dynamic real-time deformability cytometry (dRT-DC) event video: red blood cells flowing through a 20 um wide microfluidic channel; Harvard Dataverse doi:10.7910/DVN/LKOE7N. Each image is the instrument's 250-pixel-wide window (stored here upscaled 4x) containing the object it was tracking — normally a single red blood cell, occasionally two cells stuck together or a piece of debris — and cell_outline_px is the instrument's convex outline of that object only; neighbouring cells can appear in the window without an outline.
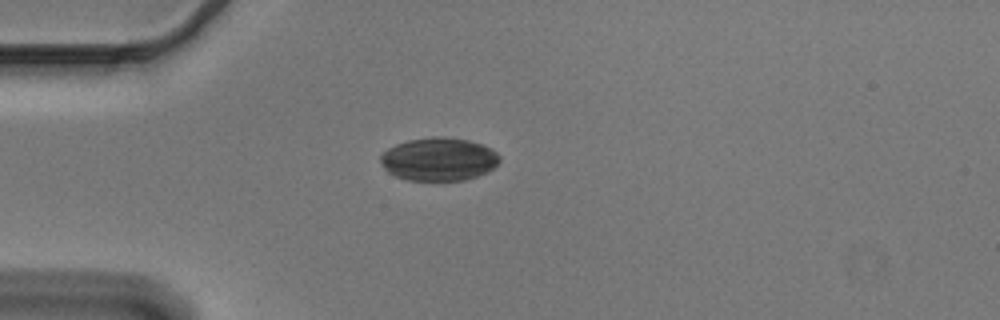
{"species": "Egyptian fruit bat (a non-hibernating species)", "species_latin": "Rousettus aegyptiacus", "temperature_condition": "cold", "stored_images_in_passage": 41, "camera_frame_rate_fps": 3000, "um_per_image_px": 0.085, "animal": {"sex": "male"}, "frame": {"image": 1, "passage_image": 1, "time_ms": 0.0, "image_size_px": [1000, 320], "cell_outline_px": [[500, 160], [488, 172], [464, 180], [408, 180], [396, 176], [388, 172], [384, 168], [380, 160], [380, 156], [388, 148], [396, 144], [408, 140], [432, 136], [444, 136], [468, 140], [484, 144], [492, 148], [500, 156]], "centroid_in_image_um": [37.31, 13.51], "position_along_channel_um": 47.7, "area_um2": 30.06}}
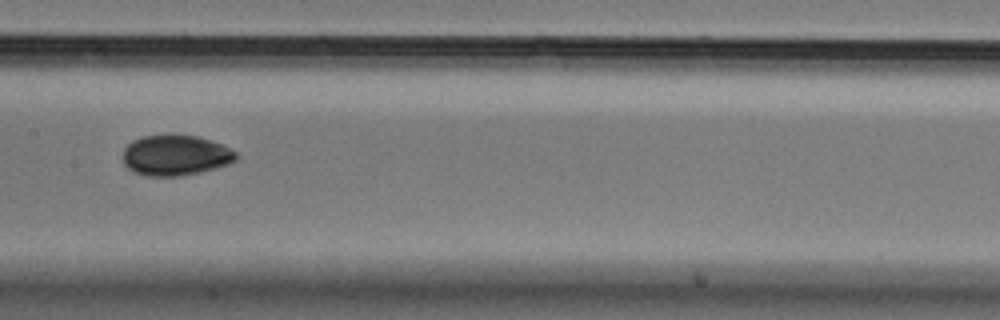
{"frame": {"image": 2, "passage_image": 14, "time_ms": 4.333, "image_size_px": [1000, 320], "cell_outline_px": [[236, 160], [228, 164], [216, 168], [200, 172], [180, 176], [148, 176], [132, 172], [124, 164], [124, 148], [132, 140], [144, 136], [172, 132], [196, 136], [212, 140], [236, 152]], "centroid_in_image_um": [14.89, 13.17], "position_along_channel_um": 192.5, "area_um2": 27.17}}
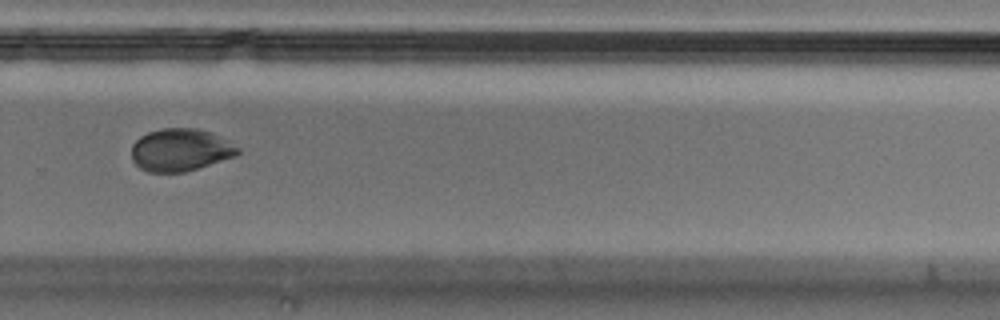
{"frame": {"image": 3, "passage_image": 24, "time_ms": 7.667, "image_size_px": [1000, 320], "cell_outline_px": [[240, 152], [236, 156], [184, 172], [148, 172], [140, 168], [132, 160], [132, 144], [140, 136], [148, 132], [164, 128], [196, 128], [212, 132], [240, 148]], "centroid_in_image_um": [15.33, 12.74], "position_along_channel_um": 314.5, "area_um2": 26.3}, "authors_computed_cell_mechanics": {"area_um2": 27.5128, "velocity_mm_per_s": 3.6775, "shape_relaxation_time_tau1_ms": 4.5086, "shape_relaxation_time_tau2_ms": 2.0186, "deformation_change_tau1": 0.0771, "deformation_change_tau2": 0.0336}}